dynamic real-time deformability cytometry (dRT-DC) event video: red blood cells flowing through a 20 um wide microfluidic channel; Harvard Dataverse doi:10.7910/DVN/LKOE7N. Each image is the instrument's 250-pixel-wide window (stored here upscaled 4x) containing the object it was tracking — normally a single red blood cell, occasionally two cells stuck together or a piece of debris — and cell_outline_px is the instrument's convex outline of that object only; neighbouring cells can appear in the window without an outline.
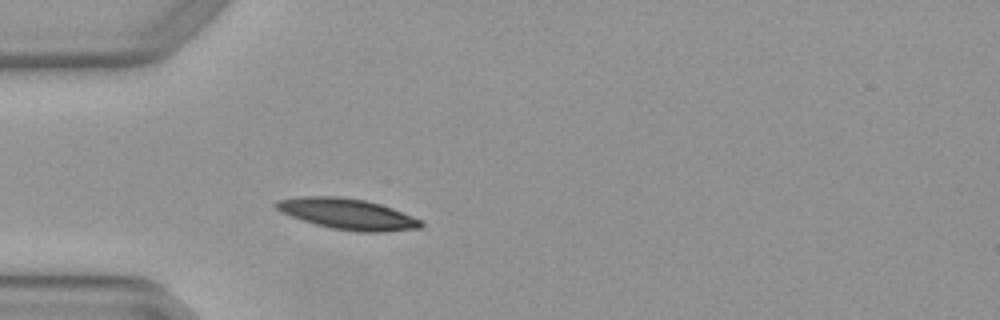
{"species": "Egyptian fruit bat (a non-hibernating species)", "species_latin": "Rousettus aegyptiacus", "temperature_condition": "warm", "stored_images_in_passage": 2, "camera_frame_rate_fps": 3000, "um_per_image_px": 0.085, "animal": {"sex": "female"}, "frame": {"image": 1, "passage_image": 2, "time_ms": 0.333, "image_size_px": [1000, 320], "cell_outline_px": [[424, 224], [420, 228], [384, 232], [356, 232], [332, 228], [316, 224], [280, 212], [272, 204], [276, 200], [300, 196], [340, 196], [364, 200], [380, 204], [392, 208], [424, 220]], "centroid_in_image_um": [29.55, 18.18], "position_along_channel_um": 55.4, "area_um2": 26.18}}